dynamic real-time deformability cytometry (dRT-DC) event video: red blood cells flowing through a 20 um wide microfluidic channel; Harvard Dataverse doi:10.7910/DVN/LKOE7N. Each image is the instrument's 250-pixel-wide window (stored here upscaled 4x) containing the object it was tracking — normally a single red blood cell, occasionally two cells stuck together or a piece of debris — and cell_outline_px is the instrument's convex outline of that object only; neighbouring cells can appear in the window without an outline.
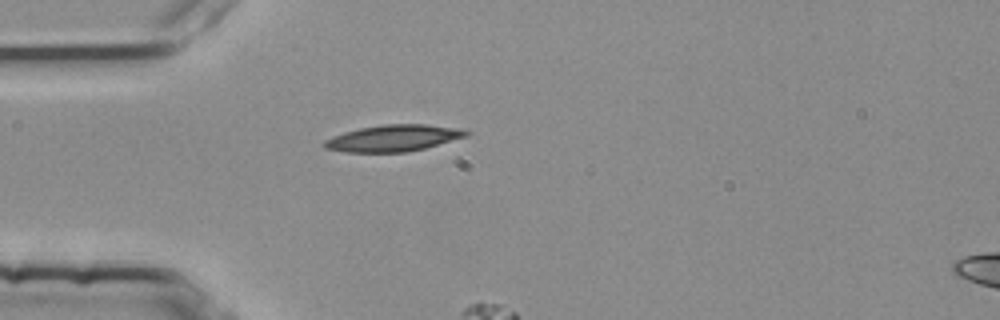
{"species": "common noctule bat (a hibernating species)", "species_latin": "Nyctalus noctula", "temperature_condition": "room temperature", "stored_images_in_passage": 3, "camera_frame_rate_fps": 3000, "um_per_image_px": 0.085, "animal": {"sex": "female", "body_mass_g": 25.1}, "frame": {"image": 1, "passage_image": 3, "time_ms": 0.667, "image_size_px": [1000, 320], "cell_outline_px": [[472, 132], [468, 136], [424, 148], [408, 152], [348, 152], [324, 148], [320, 144], [324, 140], [332, 136], [344, 132], [360, 128], [384, 124], [424, 124], [460, 128]], "centroid_in_image_um": [33.43, 11.74], "position_along_channel_um": 51.6, "area_um2": 22.02}}